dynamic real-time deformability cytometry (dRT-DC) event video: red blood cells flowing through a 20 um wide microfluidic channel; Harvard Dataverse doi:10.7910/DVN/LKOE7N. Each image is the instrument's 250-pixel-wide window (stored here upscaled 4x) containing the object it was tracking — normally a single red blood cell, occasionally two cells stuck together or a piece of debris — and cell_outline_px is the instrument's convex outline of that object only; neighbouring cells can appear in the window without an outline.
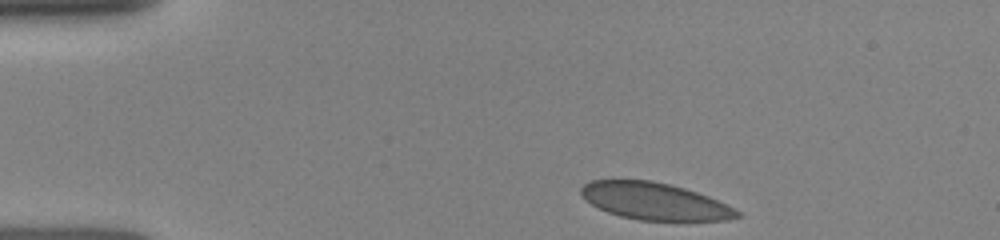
{"species": "human", "species_latin": "Homo sapiens", "temperature_condition": "room temperature", "stored_images_in_passage": 27, "camera_frame_rate_fps": 3000, "um_per_image_px": 0.085, "donor": {"sex": "female"}, "frame": {"image": 1, "passage_image": 1, "time_ms": 0.0, "image_size_px": [1000, 240], "cell_outline_px": [[740, 216], [728, 220], [640, 220], [620, 216], [608, 212], [592, 204], [580, 192], [580, 188], [584, 184], [592, 180], [652, 180], [672, 184], [708, 196], [740, 212]], "centroid_in_image_um": [55.63, 17.09], "position_along_channel_um": 29.4, "area_um2": 33.23}}
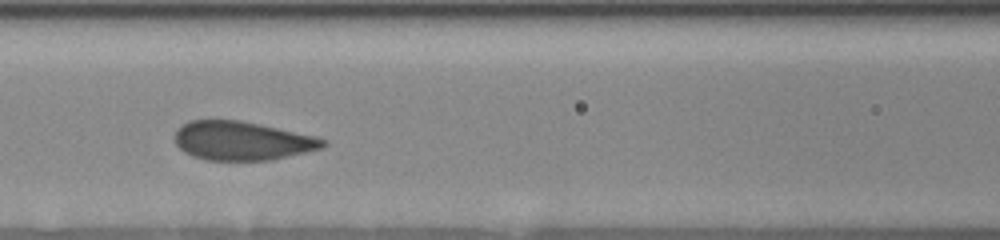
{"frame": {"image": 2, "passage_image": 16, "time_ms": 4.333, "image_size_px": [1000, 240], "cell_outline_px": [[328, 144], [320, 148], [272, 160], [208, 160], [184, 152], [176, 144], [176, 128], [188, 120], [240, 120], [316, 136], [328, 140]], "centroid_in_image_um": [20.58, 11.96], "position_along_channel_um": 146.0, "area_um2": 33.35}}
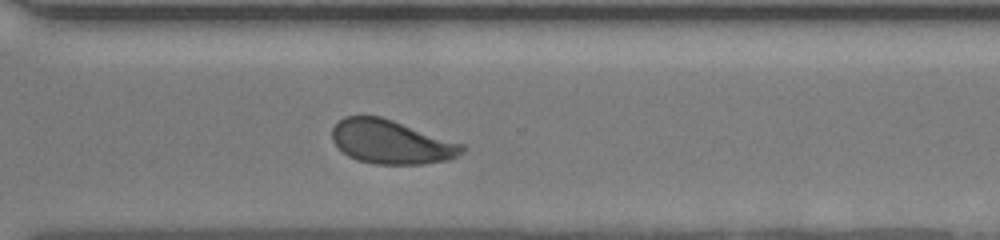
{"frame": {"image": 3, "passage_image": 27, "time_ms": 9.0, "image_size_px": [1000, 240], "cell_outline_px": [[464, 152], [448, 160], [420, 164], [372, 164], [356, 160], [348, 156], [332, 140], [332, 128], [344, 116], [380, 116], [464, 144]], "centroid_in_image_um": [33.24, 12.07], "position_along_channel_um": 337.4, "area_um2": 33.0}}